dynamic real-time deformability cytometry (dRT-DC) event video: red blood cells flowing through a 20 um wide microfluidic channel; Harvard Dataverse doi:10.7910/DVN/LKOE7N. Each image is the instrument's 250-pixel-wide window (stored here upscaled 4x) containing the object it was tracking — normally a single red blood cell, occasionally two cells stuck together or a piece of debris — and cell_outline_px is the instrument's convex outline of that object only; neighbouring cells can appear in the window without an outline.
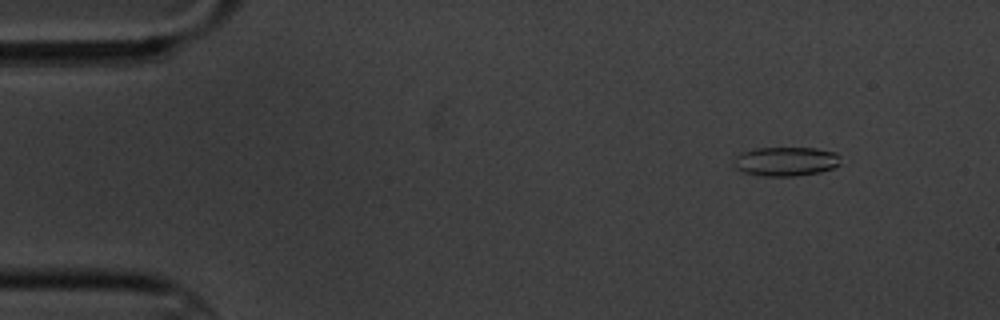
{"species": "common noctule bat (a hibernating species)", "species_latin": "Nyctalus noctula", "temperature_condition": "cold", "stored_images_in_passage": 3, "camera_frame_rate_fps": 3000, "um_per_image_px": 0.085, "animal": {"sex": "male", "body_mass_g": 20.1, "forearm_length_mm": 53.5}, "frame": {"image": 1, "passage_image": 1, "time_ms": 0.0, "image_size_px": [1000, 320], "cell_outline_px": [[840, 164], [832, 168], [820, 172], [796, 176], [760, 176], [744, 172], [736, 168], [732, 164], [732, 160], [736, 156], [744, 152], [756, 148], [816, 148], [836, 152], [840, 156]], "centroid_in_image_um": [66.79, 13.72], "position_along_channel_um": 18.2, "area_um2": 18.26}}
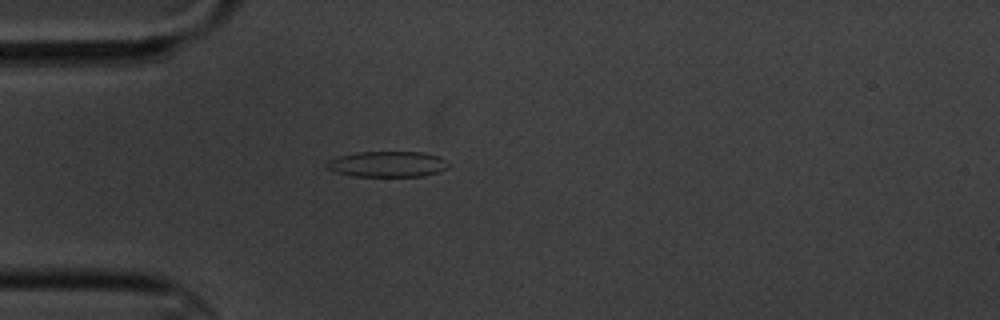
{"frame": {"image": 2, "passage_image": 3, "time_ms": 3.333, "image_size_px": [1000, 320], "cell_outline_px": [[448, 168], [440, 172], [424, 176], [352, 176], [336, 172], [328, 168], [324, 164], [328, 160], [340, 156], [356, 152], [424, 152], [440, 156], [448, 164]], "centroid_in_image_um": [32.95, 13.95], "position_along_channel_um": 52.0, "area_um2": 18.32}}